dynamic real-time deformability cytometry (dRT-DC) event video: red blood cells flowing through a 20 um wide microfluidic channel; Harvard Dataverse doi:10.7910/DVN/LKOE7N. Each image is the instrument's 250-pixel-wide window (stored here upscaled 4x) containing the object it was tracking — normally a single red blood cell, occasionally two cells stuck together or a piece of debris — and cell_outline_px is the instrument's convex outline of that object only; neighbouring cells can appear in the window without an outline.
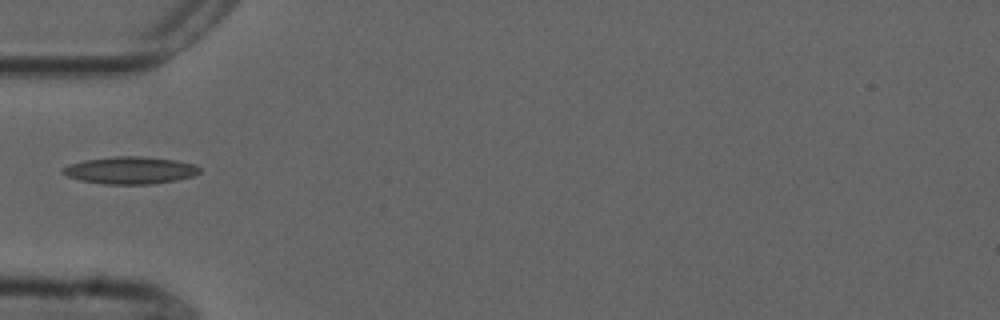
{"species": "common noctule bat (a hibernating species)", "species_latin": "Nyctalus noctula", "temperature_condition": "cold", "stored_images_in_passage": 36, "camera_frame_rate_fps": 3000, "um_per_image_px": 0.085, "animal": {"sex": "male", "forearm_length_mm": 52.5}, "frame": {"image": 1, "passage_image": 1, "time_ms": 0.0, "image_size_px": [1000, 320], "cell_outline_px": [[200, 172], [196, 176], [176, 180], [152, 184], [104, 184], [80, 180], [68, 176], [60, 172], [60, 168], [68, 164], [84, 160], [112, 156], [140, 156], [176, 160], [196, 164], [200, 168]], "centroid_in_image_um": [11.07, 14.47], "position_along_channel_um": 73.9, "area_um2": 22.02}}
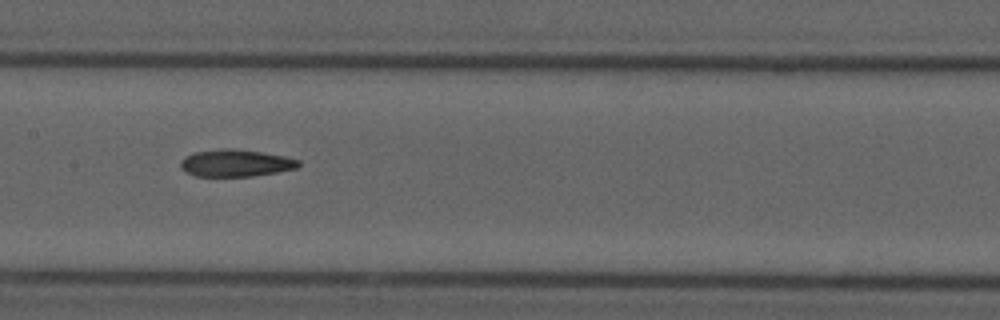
{"frame": {"image": 2, "passage_image": 10, "time_ms": 3.0, "image_size_px": [1000, 320], "cell_outline_px": [[300, 164], [296, 168], [276, 172], [252, 176], [196, 176], [184, 172], [180, 168], [180, 160], [184, 156], [196, 152], [224, 148], [232, 148], [260, 152], [284, 156], [300, 160]], "centroid_in_image_um": [19.99, 13.86], "position_along_channel_um": 187.4, "area_um2": 18.61}}
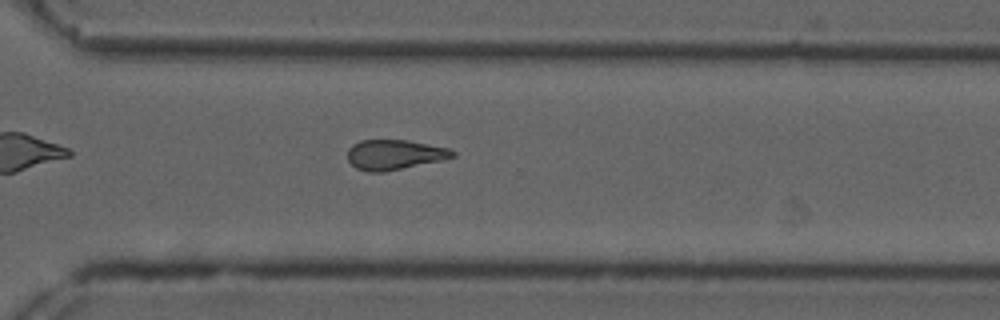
{"frame": {"image": 3, "passage_image": 22, "time_ms": 7.0, "image_size_px": [1000, 320], "cell_outline_px": [[456, 156], [440, 160], [384, 172], [368, 172], [356, 168], [348, 160], [348, 148], [352, 144], [360, 140], [404, 140], [448, 148], [456, 152]], "centroid_in_image_um": [33.49, 13.15], "position_along_channel_um": 337.1, "area_um2": 18.15}}